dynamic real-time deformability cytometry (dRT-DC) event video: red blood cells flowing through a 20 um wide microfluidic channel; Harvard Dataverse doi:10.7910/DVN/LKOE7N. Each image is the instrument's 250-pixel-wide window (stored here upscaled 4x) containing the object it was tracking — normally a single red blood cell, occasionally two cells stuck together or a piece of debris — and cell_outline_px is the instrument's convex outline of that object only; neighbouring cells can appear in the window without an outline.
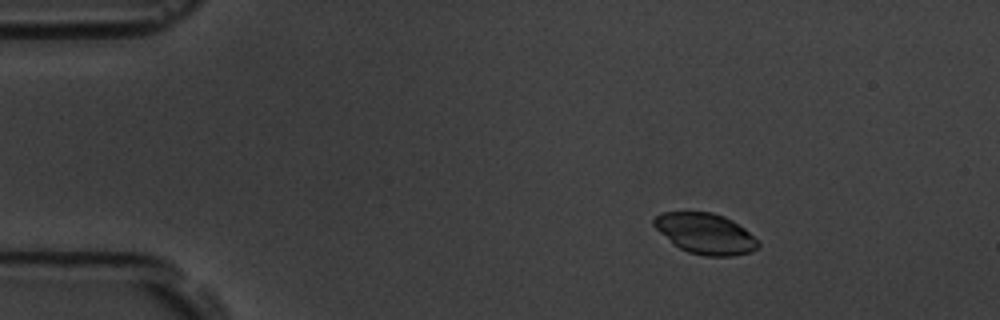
{"species": "common noctule bat (a hibernating species)", "species_latin": "Nyctalus noctula", "temperature_condition": "room temperature", "stored_images_in_passage": 5, "camera_frame_rate_fps": 3000, "um_per_image_px": 0.085, "animal": {"sex": "male", "body_mass_g": 19.5, "forearm_length_mm": 54.6}, "frame": {"image": 1, "passage_image": 3, "time_ms": 2.333, "image_size_px": [1000, 320], "cell_outline_px": [[760, 244], [752, 252], [732, 256], [704, 256], [688, 252], [680, 248], [660, 232], [652, 224], [652, 220], [656, 216], [664, 212], [712, 212], [724, 216], [732, 220], [744, 228]], "centroid_in_image_um": [59.96, 19.85], "position_along_channel_um": 25.0, "area_um2": 24.45}}